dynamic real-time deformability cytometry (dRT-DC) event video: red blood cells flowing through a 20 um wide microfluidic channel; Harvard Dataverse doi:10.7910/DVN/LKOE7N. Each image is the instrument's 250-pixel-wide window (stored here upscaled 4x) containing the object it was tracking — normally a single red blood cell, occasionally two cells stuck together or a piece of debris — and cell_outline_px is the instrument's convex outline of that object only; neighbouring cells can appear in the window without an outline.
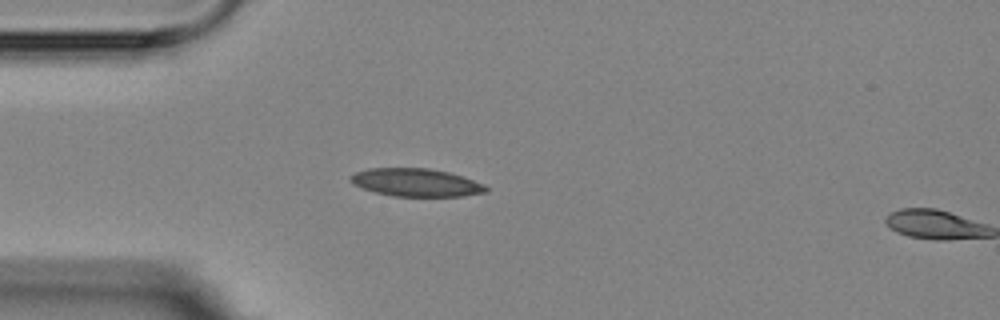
{"species": "Egyptian fruit bat (a non-hibernating species)", "species_latin": "Rousettus aegyptiacus", "temperature_condition": "room temperature", "stored_images_in_passage": 5, "camera_frame_rate_fps": 3000, "um_per_image_px": 0.085, "animal": {"sex": "female"}, "frame": {"image": 1, "passage_image": 4, "time_ms": 3.333, "image_size_px": [1000, 320], "cell_outline_px": [[488, 192], [460, 196], [392, 196], [376, 192], [352, 184], [348, 180], [348, 176], [356, 172], [368, 168], [428, 168], [448, 172], [484, 184], [488, 188]], "centroid_in_image_um": [35.32, 15.51], "position_along_channel_um": 49.7, "area_um2": 21.96}}